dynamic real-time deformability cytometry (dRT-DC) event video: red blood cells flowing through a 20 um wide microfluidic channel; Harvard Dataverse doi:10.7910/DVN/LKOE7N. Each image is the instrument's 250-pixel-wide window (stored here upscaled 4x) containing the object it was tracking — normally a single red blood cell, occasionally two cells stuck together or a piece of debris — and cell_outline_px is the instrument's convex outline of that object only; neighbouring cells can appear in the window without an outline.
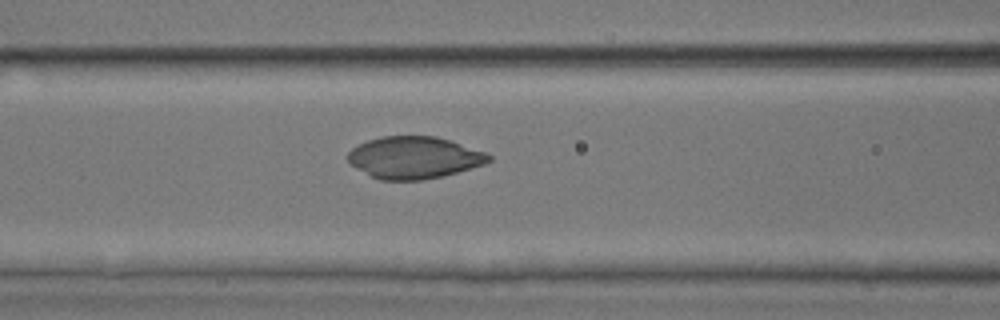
{"species": "common noctule bat (a hibernating species)", "species_latin": "Nyctalus noctula", "temperature_condition": "room temperature", "stored_images_in_passage": 54, "camera_frame_rate_fps": 3000, "um_per_image_px": 0.085, "animal": {"sex": "male", "body_mass_g": 17.9, "forearm_length_mm": 54.2}, "frame": {"image": 1, "passage_image": 23, "time_ms": 7.333, "image_size_px": [1000, 320], "cell_outline_px": [[492, 160], [484, 164], [456, 172], [440, 176], [420, 180], [380, 180], [356, 168], [348, 160], [348, 152], [352, 148], [368, 140], [384, 136], [436, 136], [484, 152], [492, 156]], "centroid_in_image_um": [35.18, 13.39], "position_along_channel_um": 131.4, "area_um2": 33.99}}
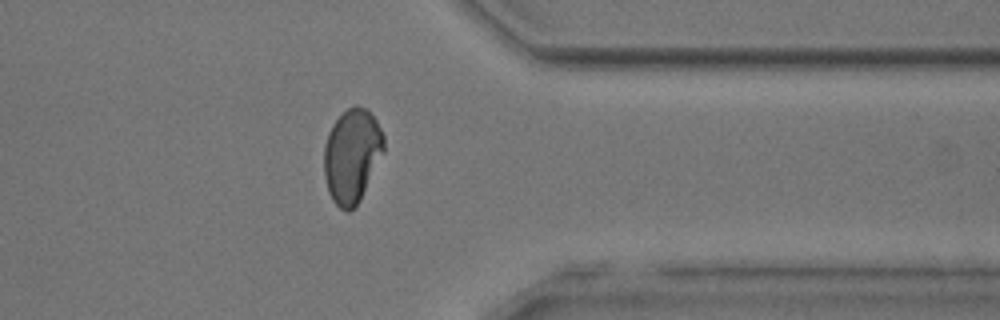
{"frame": {"image": 2, "passage_image": 43, "time_ms": 14.0, "image_size_px": [1000, 320], "cell_outline_px": [[384, 152], [360, 200], [348, 212], [340, 208], [332, 200], [328, 192], [324, 172], [324, 144], [328, 132], [332, 124], [348, 108], [356, 104], [364, 108], [376, 120], [384, 136]], "centroid_in_image_um": [29.91, 13.23], "position_along_channel_um": 381.5, "area_um2": 32.6}}
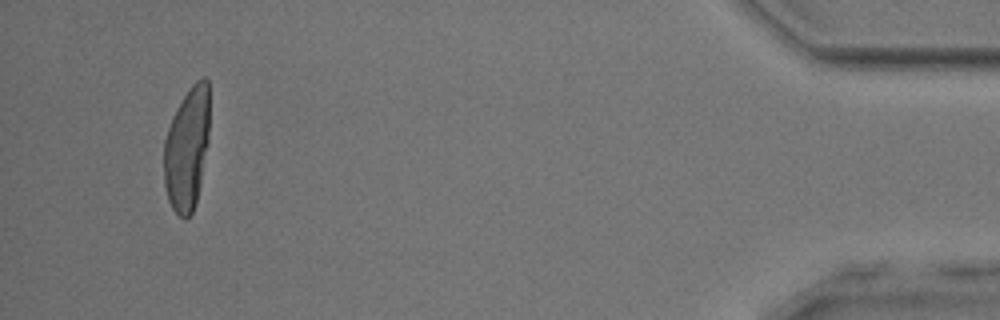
{"frame": {"image": 3, "passage_image": 51, "time_ms": 16.667, "image_size_px": [1000, 320], "cell_outline_px": [[208, 140], [200, 184], [196, 200], [192, 212], [184, 220], [172, 208], [168, 200], [164, 184], [164, 140], [168, 128], [176, 108], [192, 84], [196, 80], [204, 76], [208, 80]], "centroid_in_image_um": [15.88, 12.63], "position_along_channel_um": 419.3, "area_um2": 32.43}}